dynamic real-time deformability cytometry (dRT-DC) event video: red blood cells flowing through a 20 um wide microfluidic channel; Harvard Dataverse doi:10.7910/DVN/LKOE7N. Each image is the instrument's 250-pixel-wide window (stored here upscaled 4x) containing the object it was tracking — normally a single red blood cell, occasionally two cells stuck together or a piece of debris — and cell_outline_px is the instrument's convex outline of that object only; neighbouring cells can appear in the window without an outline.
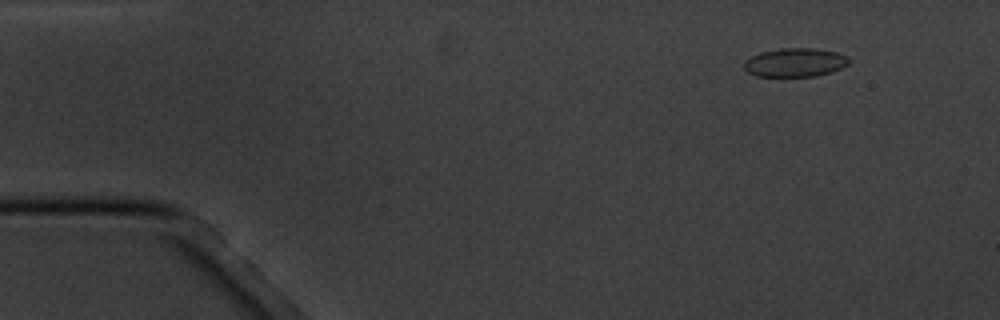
{"species": "common noctule bat (a hibernating species)", "species_latin": "Nyctalus noctula", "temperature_condition": "cold", "stored_images_in_passage": 4, "camera_frame_rate_fps": 3000, "um_per_image_px": 0.085, "animal": {"sex": "male", "body_mass_g": 20.1, "forearm_length_mm": 53.5}, "frame": {"image": 1, "passage_image": 1, "time_ms": 0.0, "image_size_px": [1000, 320], "cell_outline_px": [[848, 64], [832, 72], [816, 76], [756, 76], [748, 72], [744, 68], [744, 60], [760, 52], [780, 48], [812, 48], [836, 52], [848, 56]], "centroid_in_image_um": [67.56, 5.31], "position_along_channel_um": 17.4, "area_um2": 17.51}}
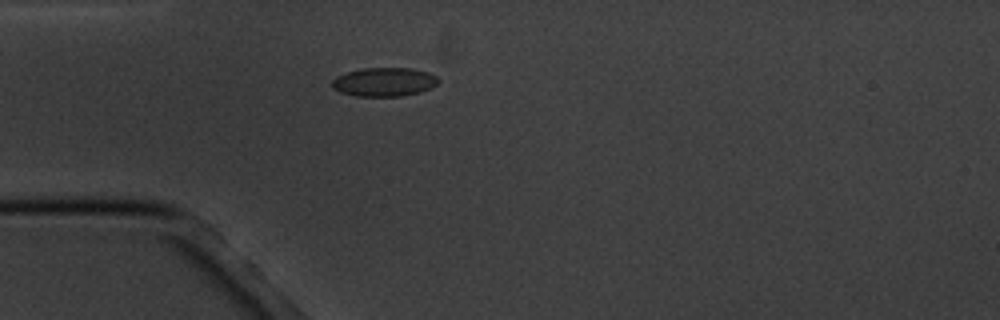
{"frame": {"image": 2, "passage_image": 4, "time_ms": 3.333, "image_size_px": [1000, 320], "cell_outline_px": [[440, 80], [436, 84], [420, 92], [404, 96], [356, 96], [340, 92], [332, 88], [332, 80], [336, 76], [348, 72], [364, 68], [412, 68], [428, 72], [436, 76]], "centroid_in_image_um": [32.64, 6.97], "position_along_channel_um": 52.4, "area_um2": 17.8}}